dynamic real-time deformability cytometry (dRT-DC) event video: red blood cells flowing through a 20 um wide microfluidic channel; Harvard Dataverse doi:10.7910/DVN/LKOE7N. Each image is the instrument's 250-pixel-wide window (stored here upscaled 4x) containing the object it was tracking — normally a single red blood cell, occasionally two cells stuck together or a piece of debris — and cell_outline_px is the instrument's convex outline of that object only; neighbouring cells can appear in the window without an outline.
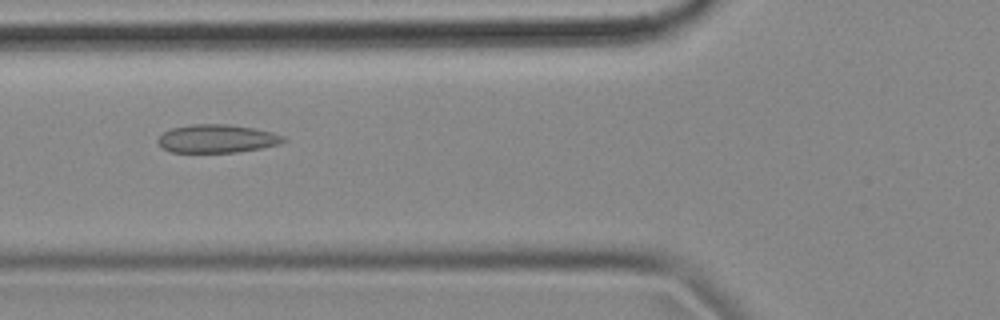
{"species": "common noctule bat (a hibernating species)", "species_latin": "Nyctalus noctula", "temperature_condition": "cold", "stored_images_in_passage": 55, "camera_frame_rate_fps": 3000, "um_per_image_px": 0.085, "animal": {"sex": "female", "body_mass_g": 18.4}, "frame": {"image": 1, "passage_image": 20, "time_ms": 6.333, "image_size_px": [1000, 320], "cell_outline_px": [[288, 140], [280, 144], [260, 148], [236, 152], [172, 152], [164, 148], [156, 140], [164, 132], [172, 128], [192, 124], [228, 124], [252, 128], [272, 132], [284, 136]], "centroid_in_image_um": [18.47, 11.78], "position_along_channel_um": 107.3, "area_um2": 20.52}}
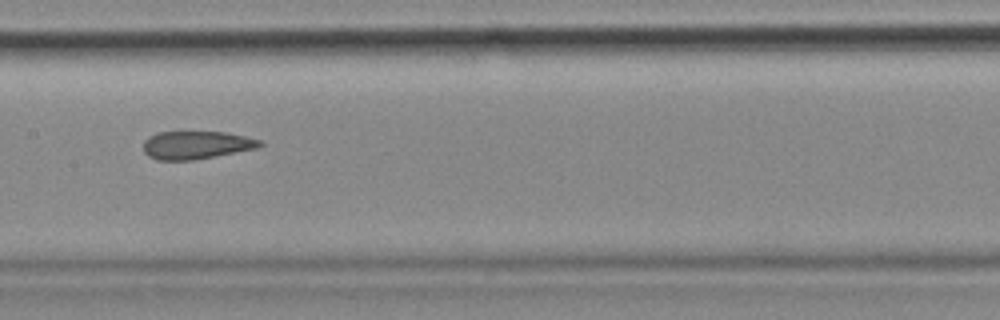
{"frame": {"image": 2, "passage_image": 27, "time_ms": 8.667, "image_size_px": [1000, 320], "cell_outline_px": [[264, 144], [256, 148], [192, 160], [156, 160], [148, 156], [144, 152], [144, 140], [148, 136], [156, 132], [228, 132], [264, 140]], "centroid_in_image_um": [16.68, 12.31], "position_along_channel_um": 190.7, "area_um2": 19.07}}
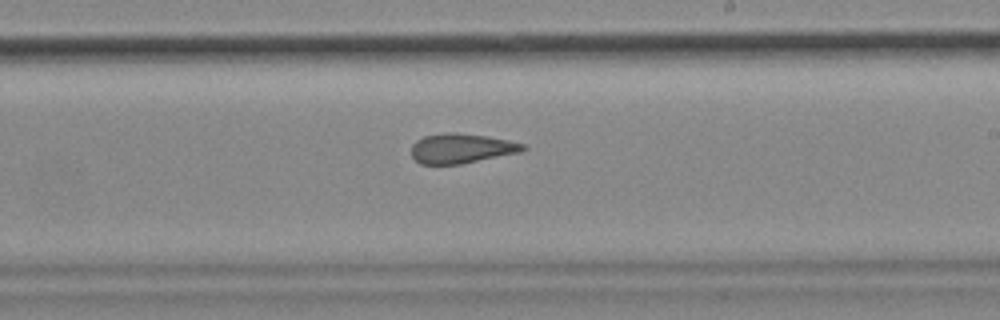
{"frame": {"image": 3, "passage_image": 32, "time_ms": 10.333, "image_size_px": [1000, 320], "cell_outline_px": [[528, 148], [520, 152], [460, 164], [420, 164], [412, 156], [412, 144], [416, 140], [424, 136], [448, 132], [456, 132], [488, 136], [508, 140], [524, 144]], "centroid_in_image_um": [39.21, 12.6], "position_along_channel_um": 249.8, "area_um2": 19.31}, "authors_computed_cell_mechanics": {"area_um2": 20.8658, "velocity_mm_per_s": 3.5645, "shape_relaxation_time_tau1_ms": null, "shape_relaxation_time_tau2_ms": 2.6911, "deformation_change_tau1": null, "deformation_change_tau2": 0.1229}}